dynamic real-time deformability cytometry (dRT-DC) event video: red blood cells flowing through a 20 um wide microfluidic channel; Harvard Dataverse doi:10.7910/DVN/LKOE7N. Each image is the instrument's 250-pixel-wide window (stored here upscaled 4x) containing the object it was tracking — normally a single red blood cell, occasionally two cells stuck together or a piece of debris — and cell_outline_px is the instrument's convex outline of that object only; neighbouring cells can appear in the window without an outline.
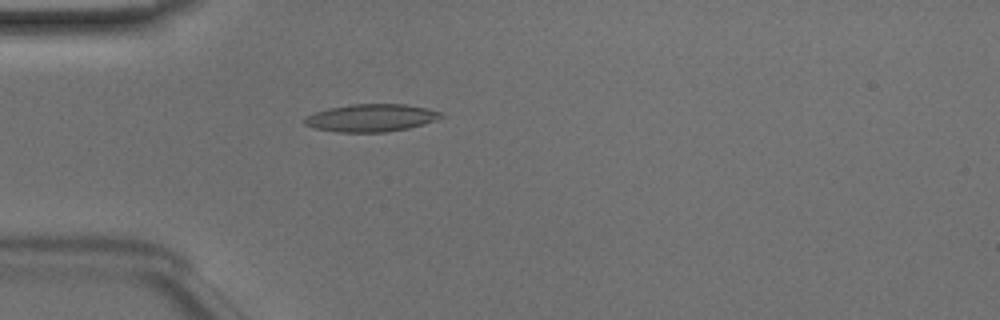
{"species": "Egyptian fruit bat (a non-hibernating species)", "species_latin": "Rousettus aegyptiacus", "temperature_condition": "room temperature", "stored_images_in_passage": 49, "camera_frame_rate_fps": 3000, "um_per_image_px": 0.085, "animal": {"sex": "male"}, "frame": {"image": 1, "passage_image": 14, "time_ms": 4.333, "image_size_px": [1000, 320], "cell_outline_px": [[444, 116], [436, 120], [408, 128], [384, 132], [336, 132], [316, 128], [304, 124], [304, 120], [308, 116], [316, 112], [328, 108], [352, 104], [404, 104], [428, 108], [444, 112]], "centroid_in_image_um": [31.59, 10.01], "position_along_channel_um": 53.4, "area_um2": 21.85}}
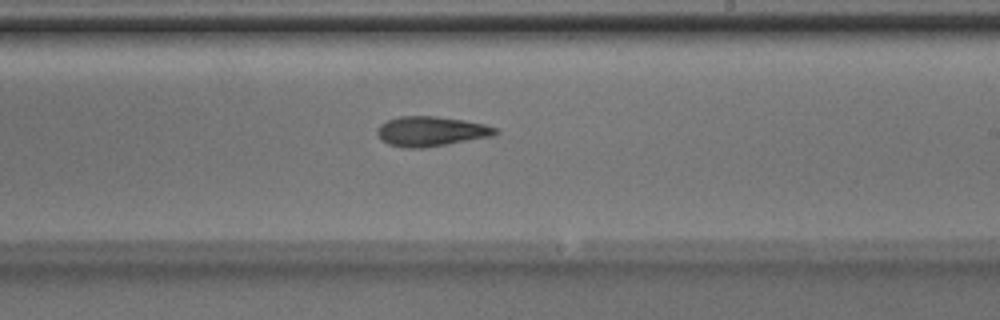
{"frame": {"image": 2, "passage_image": 29, "time_ms": 9.333, "image_size_px": [1000, 320], "cell_outline_px": [[500, 132], [492, 136], [424, 148], [404, 148], [388, 144], [380, 140], [376, 132], [376, 128], [380, 124], [388, 120], [400, 116], [436, 116], [464, 120], [484, 124], [496, 128]], "centroid_in_image_um": [36.6, 11.16], "position_along_channel_um": 252.4, "area_um2": 20.63}}
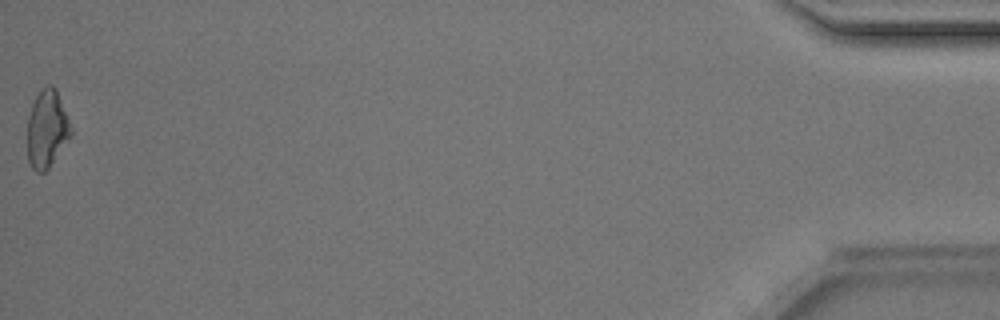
{"frame": {"image": 3, "passage_image": 49, "time_ms": 16.0, "image_size_px": [1000, 320], "cell_outline_px": [[72, 132], [48, 168], [44, 172], [36, 172], [32, 168], [28, 160], [28, 116], [32, 104], [40, 88], [48, 84], [52, 84], [56, 88], [72, 128]], "centroid_in_image_um": [3.97, 10.91], "position_along_channel_um": 431.2, "area_um2": 19.42}, "authors_computed_cell_mechanics": {"area_um2": 20.1144, "velocity_mm_per_s": 4.1476, "shape_relaxation_time_tau1_ms": 6.3271, "shape_relaxation_time_tau2_ms": 4.6474, "deformation_change_tau1": 0.1905, "deformation_change_tau2": 0.1563}}